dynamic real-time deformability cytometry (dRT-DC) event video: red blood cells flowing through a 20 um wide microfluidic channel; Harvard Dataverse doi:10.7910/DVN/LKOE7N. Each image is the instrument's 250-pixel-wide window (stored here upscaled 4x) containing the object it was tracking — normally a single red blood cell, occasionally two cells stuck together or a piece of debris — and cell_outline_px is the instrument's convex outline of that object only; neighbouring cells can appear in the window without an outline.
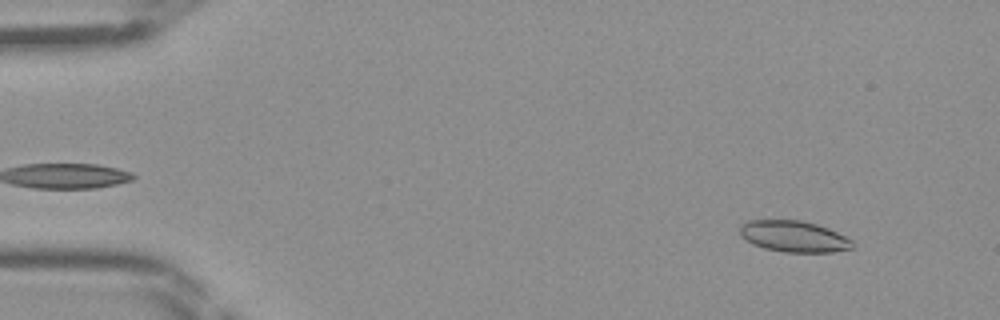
{"species": "Egyptian fruit bat (a non-hibernating species)", "species_latin": "Rousettus aegyptiacus", "temperature_condition": "room temperature", "stored_images_in_passage": 46, "segment_of_instrument_passage": [1, 2], "camera_frame_rate_fps": 3000, "um_per_image_px": 0.085, "frame": {"image": 1, "passage_image": 4, "time_ms": 1.0, "image_size_px": [1000, 320], "cell_outline_px": [[852, 248], [832, 252], [784, 252], [764, 248], [752, 244], [740, 232], [740, 228], [748, 220], [800, 220], [816, 224], [828, 228], [852, 240]], "centroid_in_image_um": [67.49, 20.1], "position_along_channel_um": 17.5, "area_um2": 20.17}}
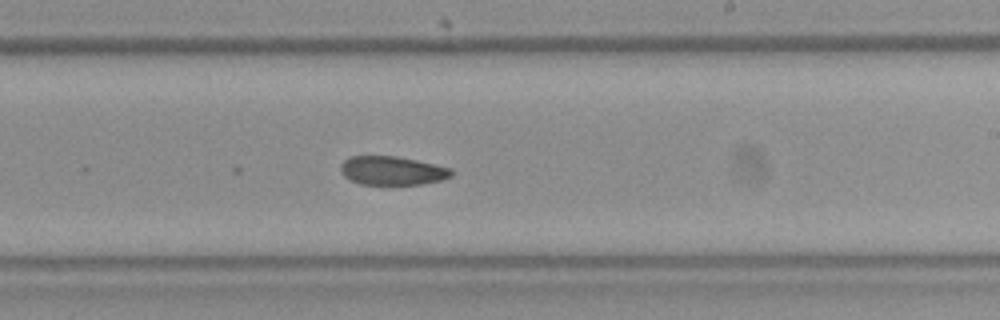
{"frame": {"image": 2, "passage_image": 27, "time_ms": 8.667, "image_size_px": [1000, 320], "cell_outline_px": [[452, 176], [440, 180], [420, 184], [360, 184], [344, 176], [340, 172], [340, 164], [344, 160], [352, 156], [396, 156], [416, 160], [452, 168]], "centroid_in_image_um": [33.32, 14.5], "position_along_channel_um": 255.7, "area_um2": 18.44}}
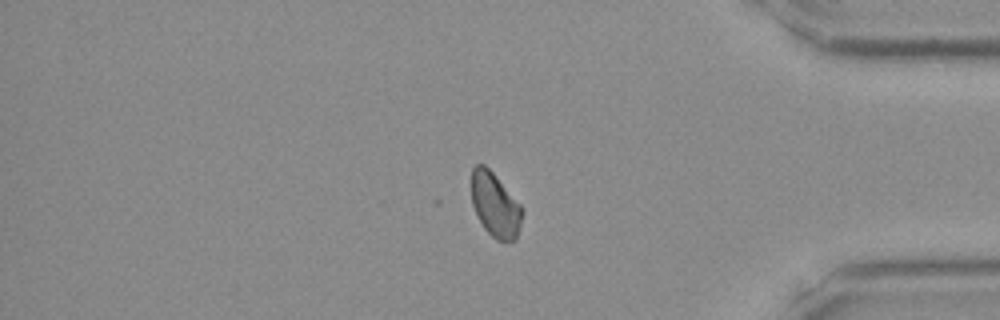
{"frame": {"image": 3, "passage_image": 38, "time_ms": 12.333, "image_size_px": [1000, 320], "cell_outline_px": [[524, 212], [516, 240], [496, 240], [484, 228], [472, 204], [472, 168], [476, 164], [484, 164], [492, 172], [520, 204]], "centroid_in_image_um": [42.1, 17.42], "position_along_channel_um": 393.1, "area_um2": 18.73}}